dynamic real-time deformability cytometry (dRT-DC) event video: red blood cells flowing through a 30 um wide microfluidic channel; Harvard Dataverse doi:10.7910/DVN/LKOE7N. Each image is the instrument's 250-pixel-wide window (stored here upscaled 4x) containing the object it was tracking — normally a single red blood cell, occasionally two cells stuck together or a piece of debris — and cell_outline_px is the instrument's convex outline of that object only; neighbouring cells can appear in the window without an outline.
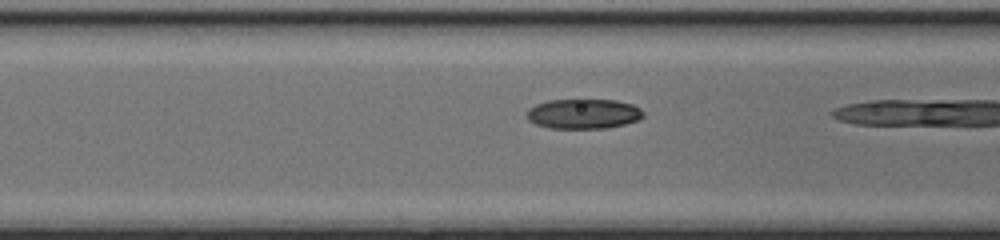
{"species": "common noctule bat (a hibernating species)", "species_latin": "Nyctalus noctula", "temperature_condition": "cold", "stored_images_in_passage": 20, "camera_frame_rate_fps": 3000, "um_per_image_px": 0.085, "animal": {"sex": "female", "body_mass_g": 17.0, "forearm_length_mm": 48.0}, "frame": {"image": 1, "passage_image": 19, "time_ms": 6.0, "image_size_px": [1000, 240], "cell_outline_px": [[644, 116], [636, 120], [624, 124], [608, 128], [548, 128], [536, 124], [528, 120], [528, 108], [536, 104], [548, 100], [616, 100], [632, 104], [640, 108], [644, 112]], "centroid_in_image_um": [49.59, 9.67], "position_along_channel_um": 117.0, "area_um2": 20.23}}